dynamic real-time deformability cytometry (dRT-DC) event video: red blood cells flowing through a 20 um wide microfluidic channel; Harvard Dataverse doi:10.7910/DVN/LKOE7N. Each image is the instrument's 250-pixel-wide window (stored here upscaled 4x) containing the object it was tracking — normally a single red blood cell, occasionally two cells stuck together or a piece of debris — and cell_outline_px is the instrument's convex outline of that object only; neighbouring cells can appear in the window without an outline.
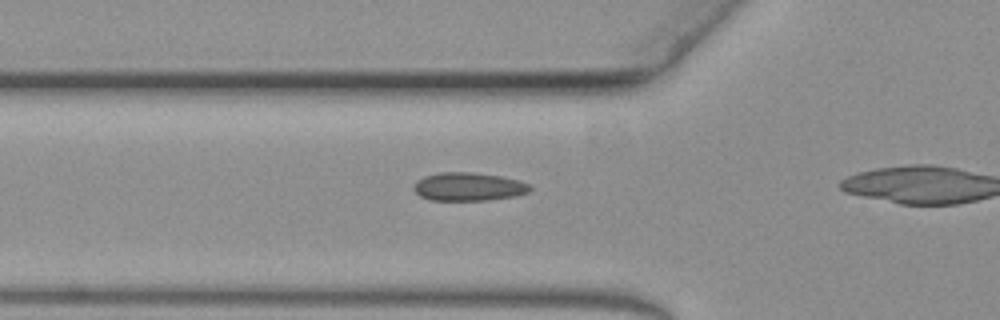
{"species": "common noctule bat (a hibernating species)", "species_latin": "Nyctalus noctula", "temperature_condition": "warm", "stored_images_in_passage": 25, "camera_frame_rate_fps": 3000, "um_per_image_px": 0.085, "animal": {"sex": "female", "body_mass_g": 19.3, "forearm_length_mm": 54.1}, "frame": {"image": 1, "passage_image": 16, "time_ms": 5.0, "image_size_px": [1000, 320], "cell_outline_px": [[532, 188], [528, 192], [516, 196], [488, 200], [428, 200], [420, 196], [412, 188], [416, 180], [424, 176], [440, 172], [472, 172], [500, 176], [520, 180], [528, 184]], "centroid_in_image_um": [39.8, 15.87], "position_along_channel_um": 86.0, "area_um2": 19.31}}
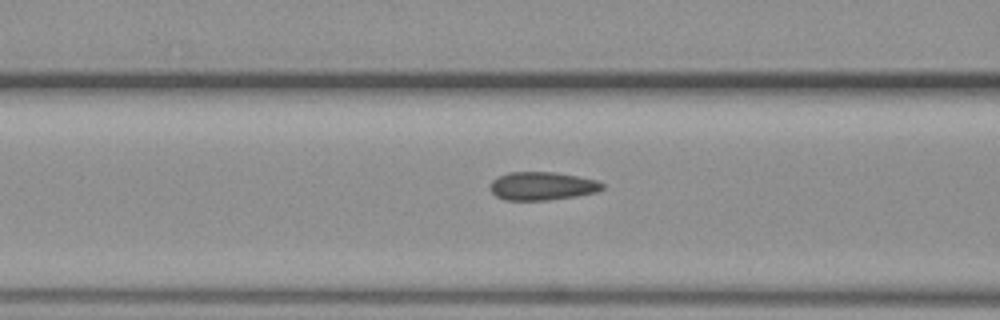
{"frame": {"image": 2, "passage_image": 19, "time_ms": 6.0, "image_size_px": [1000, 320], "cell_outline_px": [[604, 188], [596, 192], [576, 196], [548, 200], [504, 200], [496, 196], [492, 192], [492, 180], [496, 176], [508, 172], [556, 172], [596, 180], [604, 184]], "centroid_in_image_um": [46.08, 15.81], "position_along_channel_um": 120.5, "area_um2": 18.44}}
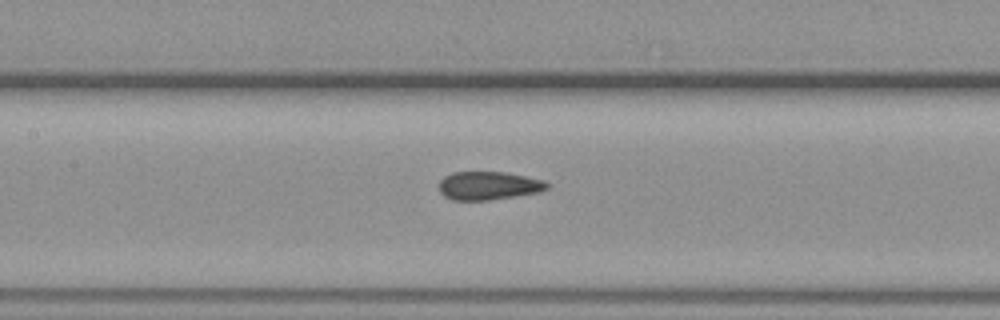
{"frame": {"image": 3, "passage_image": 23, "time_ms": 7.333, "image_size_px": [1000, 320], "cell_outline_px": [[548, 188], [536, 192], [488, 200], [452, 200], [444, 196], [440, 192], [440, 180], [444, 176], [452, 172], [504, 172], [544, 180], [548, 184]], "centroid_in_image_um": [41.48, 15.77], "position_along_channel_um": 165.9, "area_um2": 17.57}}